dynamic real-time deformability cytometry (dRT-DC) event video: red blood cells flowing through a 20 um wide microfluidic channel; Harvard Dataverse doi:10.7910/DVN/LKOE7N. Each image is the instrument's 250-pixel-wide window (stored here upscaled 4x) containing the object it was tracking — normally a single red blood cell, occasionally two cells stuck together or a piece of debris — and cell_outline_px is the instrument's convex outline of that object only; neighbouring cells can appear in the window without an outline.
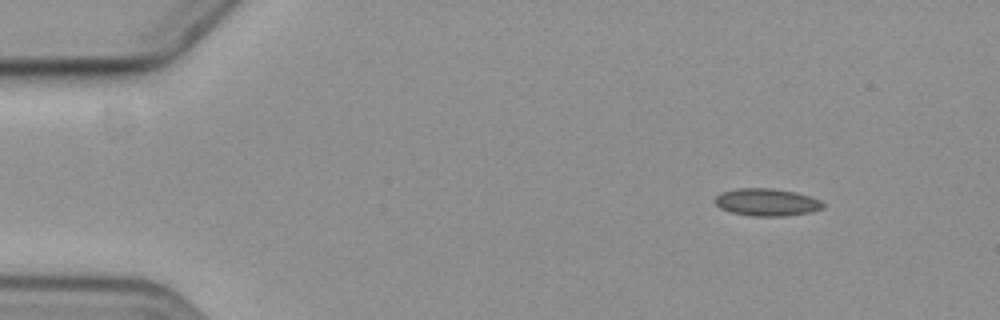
{"species": "common noctule bat (a hibernating species)", "species_latin": "Nyctalus noctula", "temperature_condition": "cold", "stored_images_in_passage": 5, "camera_frame_rate_fps": 3000, "um_per_image_px": 0.085, "animal": {"sex": "female", "body_mass_g": 19.3, "forearm_length_mm": 54.1}, "frame": {"image": 1, "passage_image": 1, "time_ms": 0.0, "image_size_px": [1000, 320], "cell_outline_px": [[824, 208], [812, 212], [784, 216], [752, 216], [732, 212], [720, 208], [716, 204], [716, 196], [720, 192], [736, 188], [772, 188], [792, 192], [808, 196], [820, 200], [824, 204]], "centroid_in_image_um": [65.17, 17.19], "position_along_channel_um": 19.8, "area_um2": 17.17}}
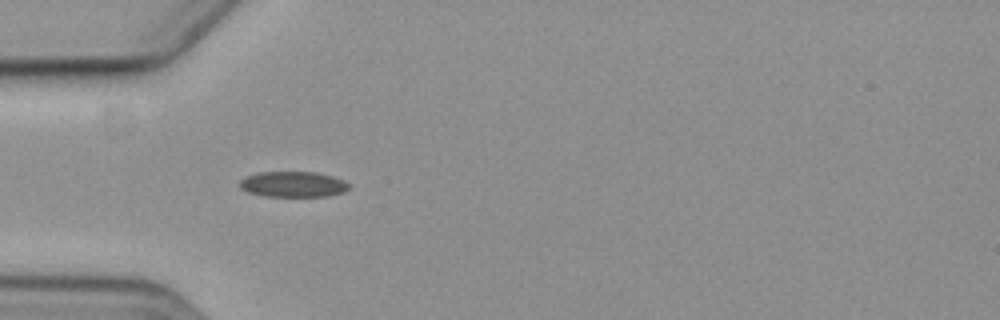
{"frame": {"image": 2, "passage_image": 4, "time_ms": 3.667, "image_size_px": [1000, 320], "cell_outline_px": [[348, 188], [344, 192], [328, 196], [264, 196], [248, 192], [240, 188], [240, 180], [244, 176], [260, 172], [316, 172], [332, 176], [344, 180], [348, 184]], "centroid_in_image_um": [24.89, 15.66], "position_along_channel_um": 60.1, "area_um2": 16.3}}
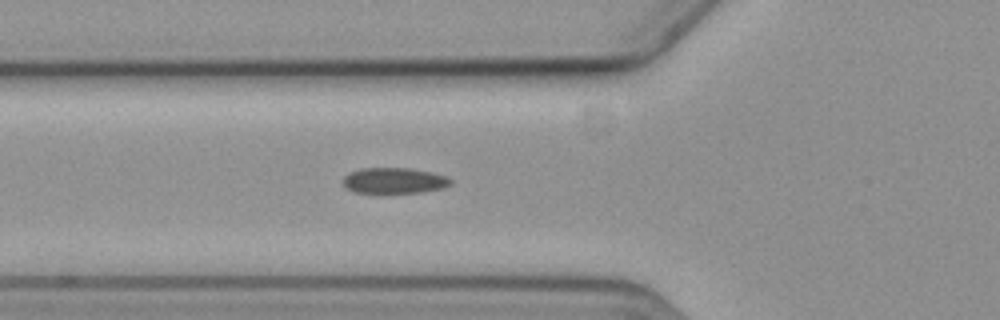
{"frame": {"image": 3, "passage_image": 5, "time_ms": 4.667, "image_size_px": [1000, 320], "cell_outline_px": [[452, 184], [444, 188], [420, 192], [352, 192], [344, 188], [344, 176], [348, 172], [360, 168], [408, 168], [428, 172], [444, 176], [452, 180]], "centroid_in_image_um": [33.46, 15.35], "position_along_channel_um": 92.3, "area_um2": 16.01}}